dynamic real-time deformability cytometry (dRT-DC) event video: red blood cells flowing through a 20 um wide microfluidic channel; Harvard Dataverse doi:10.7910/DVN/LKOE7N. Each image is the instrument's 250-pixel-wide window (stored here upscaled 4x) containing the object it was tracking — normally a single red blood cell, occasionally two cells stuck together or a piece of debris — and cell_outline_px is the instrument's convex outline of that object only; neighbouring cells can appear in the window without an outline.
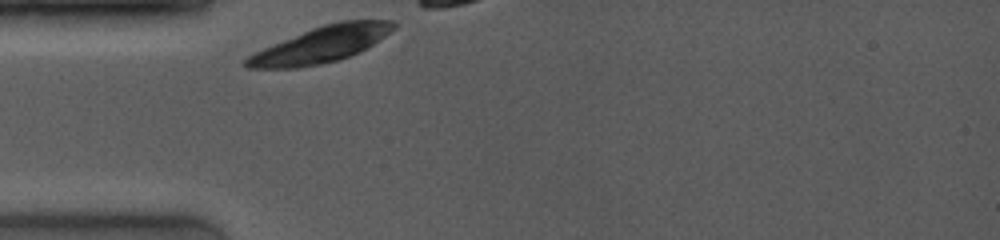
{"species": "common noctule bat (a hibernating species)", "species_latin": "Nyctalus noctula", "temperature_condition": "room temperature", "stored_images_in_passage": 2, "camera_frame_rate_fps": 4000, "um_per_image_px": 0.085, "animal": {"sex": "female", "body_mass_g": 19.0, "forearm_length_mm": 53.3}, "frame": {"image": 1, "passage_image": 1, "time_ms": 0.0, "image_size_px": [1000, 240], "cell_outline_px": [[396, 28], [360, 52], [336, 60], [320, 64], [300, 68], [248, 68], [244, 64], [244, 60], [248, 56], [264, 48], [312, 28], [324, 24], [340, 20], [392, 20], [396, 24]], "centroid_in_image_um": [27.31, 3.78], "position_along_channel_um": 57.7, "area_um2": 30.46}}